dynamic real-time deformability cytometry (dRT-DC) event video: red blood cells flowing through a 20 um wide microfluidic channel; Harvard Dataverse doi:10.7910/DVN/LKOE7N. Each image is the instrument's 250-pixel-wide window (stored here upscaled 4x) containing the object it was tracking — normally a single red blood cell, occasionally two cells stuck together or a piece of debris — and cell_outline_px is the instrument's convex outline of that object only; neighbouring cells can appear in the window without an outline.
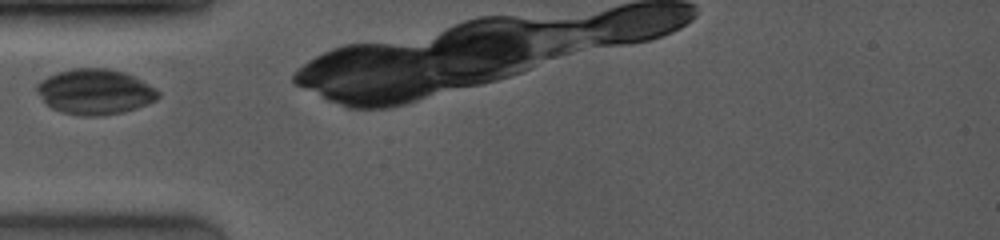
{"species": "common noctule bat (a hibernating species)", "species_latin": "Nyctalus noctula", "temperature_condition": "room temperature", "stored_images_in_passage": 12, "camera_frame_rate_fps": 4000, "um_per_image_px": 0.085, "animal": {"sex": "female", "body_mass_g": 19.0, "forearm_length_mm": 53.3}, "frame": {"image": 1, "passage_image": 1, "time_ms": 0.0, "image_size_px": [1000, 240], "cell_outline_px": [[160, 96], [156, 100], [136, 108], [124, 112], [100, 116], [80, 116], [60, 112], [52, 108], [36, 92], [36, 84], [40, 80], [56, 72], [72, 68], [104, 68], [124, 72], [156, 88], [160, 92]], "centroid_in_image_um": [8.06, 7.8], "position_along_channel_um": 76.9, "area_um2": 32.14}}
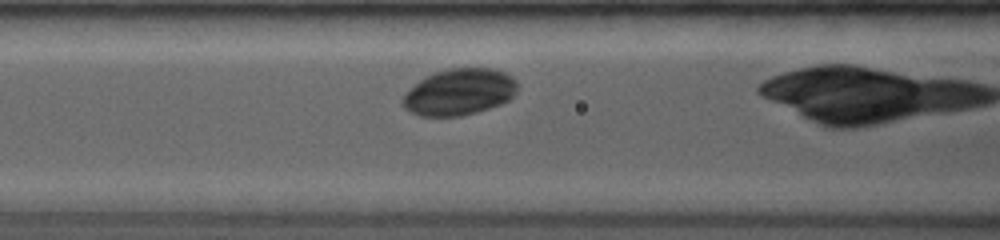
{"frame": {"image": 2, "passage_image": 3, "time_ms": 1.25, "image_size_px": [1000, 240], "cell_outline_px": [[516, 92], [508, 100], [500, 104], [476, 112], [460, 116], [420, 116], [404, 108], [400, 100], [404, 92], [424, 76], [432, 72], [448, 68], [492, 68], [504, 72], [512, 76], [516, 80]], "centroid_in_image_um": [38.98, 7.8], "position_along_channel_um": 127.6, "area_um2": 31.33}}